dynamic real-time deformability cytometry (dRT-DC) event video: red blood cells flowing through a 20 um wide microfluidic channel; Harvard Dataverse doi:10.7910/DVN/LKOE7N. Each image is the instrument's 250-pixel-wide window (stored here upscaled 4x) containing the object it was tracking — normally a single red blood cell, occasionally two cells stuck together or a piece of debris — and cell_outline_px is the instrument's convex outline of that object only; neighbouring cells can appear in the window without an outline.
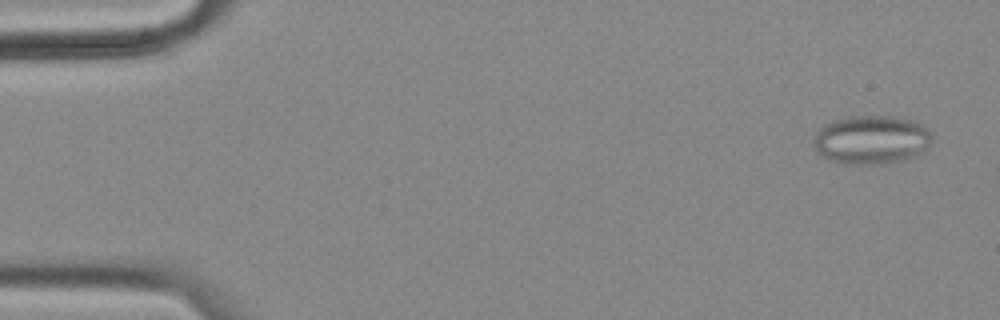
{"species": "common noctule bat (a hibernating species)", "species_latin": "Nyctalus noctula", "temperature_condition": "cold", "stored_images_in_passage": 53, "segment_of_instrument_passage": [1, 2], "camera_frame_rate_fps": 3000, "um_per_image_px": 0.085, "animal": {"sex": "female", "body_mass_g": 18.4}, "frame": {"image": 1, "passage_image": 3, "time_ms": 0.667, "image_size_px": [1000, 320], "cell_outline_px": [[932, 140], [924, 148], [912, 156], [904, 160], [884, 164], [848, 164], [828, 160], [816, 148], [812, 140], [816, 132], [824, 124], [832, 120], [848, 116], [892, 116], [912, 120], [928, 128], [932, 136]], "centroid_in_image_um": [74.04, 11.86], "position_along_channel_um": 11.0, "area_um2": 33.52}}